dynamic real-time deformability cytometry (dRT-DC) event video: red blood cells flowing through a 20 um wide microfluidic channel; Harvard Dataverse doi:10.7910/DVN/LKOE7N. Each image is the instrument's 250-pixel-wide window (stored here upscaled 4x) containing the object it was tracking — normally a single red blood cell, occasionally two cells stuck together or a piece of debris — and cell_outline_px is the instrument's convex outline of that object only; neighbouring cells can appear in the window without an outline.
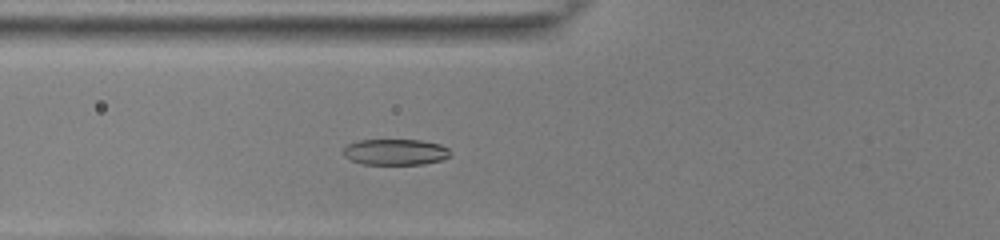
{"species": "common noctule bat (a hibernating species)", "species_latin": "Nyctalus noctula", "temperature_condition": "room temperature", "stored_images_in_passage": 47, "camera_frame_rate_fps": 3000, "um_per_image_px": 0.085, "animal": {"sex": "female", "body_mass_g": 22.0, "forearm_length_mm": 56.7}, "frame": {"image": 1, "passage_image": 15, "time_ms": 4.667, "image_size_px": [1000, 240], "cell_outline_px": [[448, 156], [440, 160], [424, 164], [364, 164], [352, 160], [344, 156], [344, 148], [348, 144], [360, 140], [420, 140], [440, 144], [448, 148]], "centroid_in_image_um": [33.59, 12.92], "position_along_channel_um": 92.2, "area_um2": 15.95}}
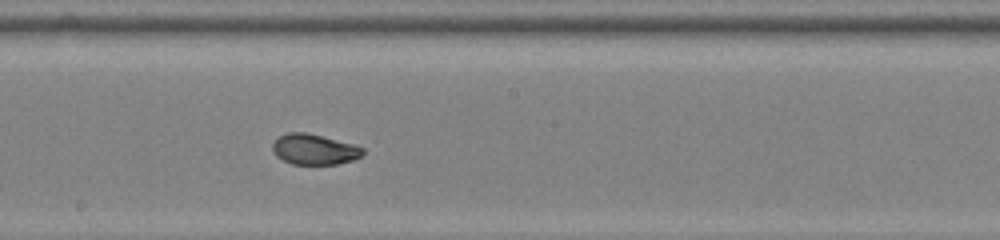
{"frame": {"image": 2, "passage_image": 25, "time_ms": 8.0, "image_size_px": [1000, 240], "cell_outline_px": [[364, 152], [360, 156], [352, 160], [336, 164], [292, 164], [276, 156], [272, 148], [272, 144], [280, 136], [288, 132], [304, 132], [356, 144], [364, 148]], "centroid_in_image_um": [26.72, 12.69], "position_along_channel_um": 221.5, "area_um2": 15.95}}
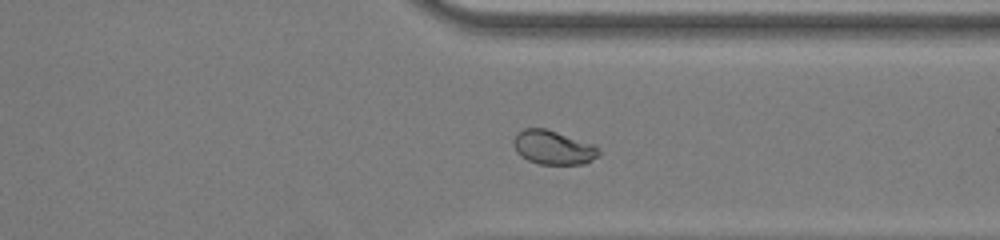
{"frame": {"image": 3, "passage_image": 36, "time_ms": 11.667, "image_size_px": [1000, 240], "cell_outline_px": [[600, 152], [596, 156], [584, 164], [540, 164], [528, 160], [520, 156], [516, 152], [512, 144], [512, 140], [524, 128], [544, 128], [596, 144]], "centroid_in_image_um": [47.01, 12.53], "position_along_channel_um": 364.4, "area_um2": 16.88}, "authors_computed_cell_mechanics": {"area_um2": 16.8198, "velocity_mm_per_s": 3.8722, "shape_relaxation_time_tau1_ms": 3.7301, "shape_relaxation_time_tau2_ms": null, "deformation_change_tau1": 0.1467, "deformation_change_tau2": null}}